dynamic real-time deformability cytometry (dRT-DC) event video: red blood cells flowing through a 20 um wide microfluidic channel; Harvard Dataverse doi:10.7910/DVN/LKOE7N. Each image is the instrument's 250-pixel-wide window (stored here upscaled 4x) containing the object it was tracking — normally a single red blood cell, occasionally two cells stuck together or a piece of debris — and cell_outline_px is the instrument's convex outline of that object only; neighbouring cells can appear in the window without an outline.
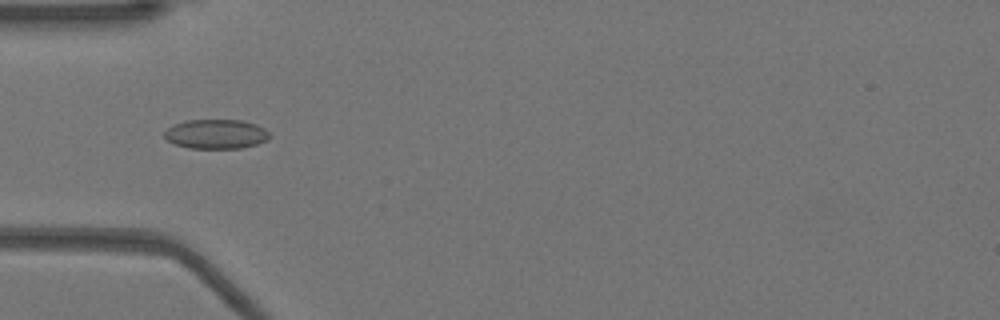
{"species": "Egyptian fruit bat (a non-hibernating species)", "species_latin": "Rousettus aegyptiacus", "temperature_condition": "warm", "stored_images_in_passage": 51, "camera_frame_rate_fps": 3000, "um_per_image_px": 0.085, "animal": {"sex": "female"}, "frame": {"image": 1, "passage_image": 16, "time_ms": 5.0, "image_size_px": [1000, 320], "cell_outline_px": [[272, 136], [268, 140], [256, 144], [240, 148], [188, 148], [176, 144], [168, 140], [164, 136], [164, 132], [172, 124], [184, 120], [244, 120], [256, 124], [264, 128]], "centroid_in_image_um": [18.38, 11.38], "position_along_channel_um": 66.6, "area_um2": 18.15}}
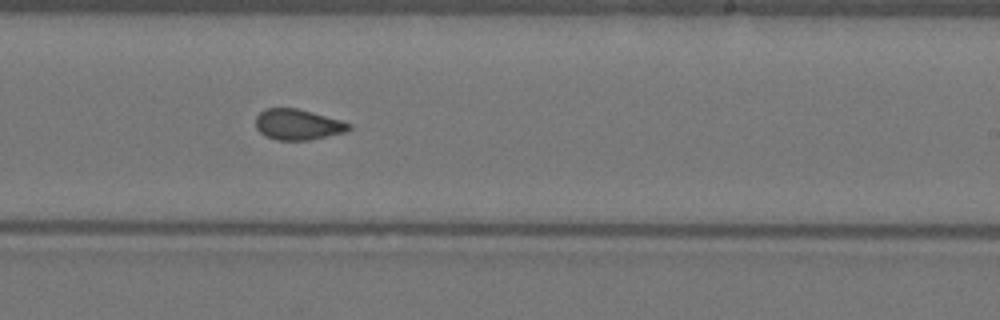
{"frame": {"image": 2, "passage_image": 31, "time_ms": 10.0, "image_size_px": [1000, 320], "cell_outline_px": [[352, 128], [348, 132], [312, 140], [276, 140], [264, 136], [256, 128], [256, 116], [264, 108], [296, 108], [312, 112], [340, 120], [352, 124]], "centroid_in_image_um": [25.34, 10.6], "position_along_channel_um": 263.7, "area_um2": 16.94}}
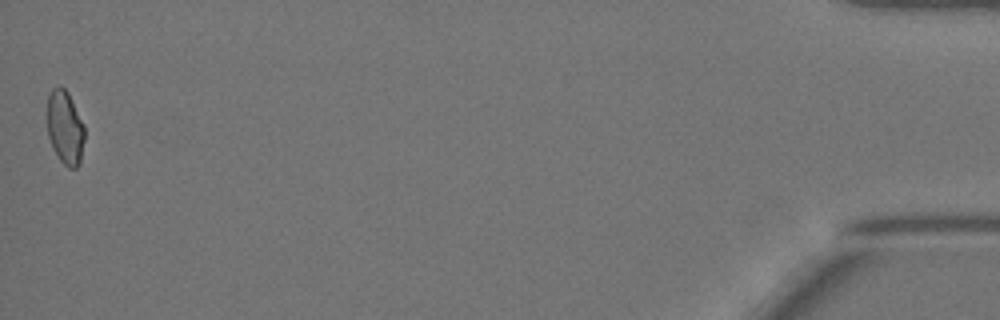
{"frame": {"image": 3, "passage_image": 51, "time_ms": 16.667, "image_size_px": [1000, 320], "cell_outline_px": [[84, 140], [80, 164], [76, 168], [68, 168], [60, 160], [48, 136], [44, 112], [48, 92], [52, 88], [60, 84], [68, 92], [84, 124]], "centroid_in_image_um": [5.48, 10.77], "position_along_channel_um": 429.7, "area_um2": 16.7}, "authors_computed_cell_mechanics": {"area_um2": 17.1666, "velocity_mm_per_s": 3.9289, "shape_relaxation_time_tau1_ms": null, "shape_relaxation_time_tau2_ms": 1.4146, "deformation_change_tau1": null, "deformation_change_tau2": 0.0609}}